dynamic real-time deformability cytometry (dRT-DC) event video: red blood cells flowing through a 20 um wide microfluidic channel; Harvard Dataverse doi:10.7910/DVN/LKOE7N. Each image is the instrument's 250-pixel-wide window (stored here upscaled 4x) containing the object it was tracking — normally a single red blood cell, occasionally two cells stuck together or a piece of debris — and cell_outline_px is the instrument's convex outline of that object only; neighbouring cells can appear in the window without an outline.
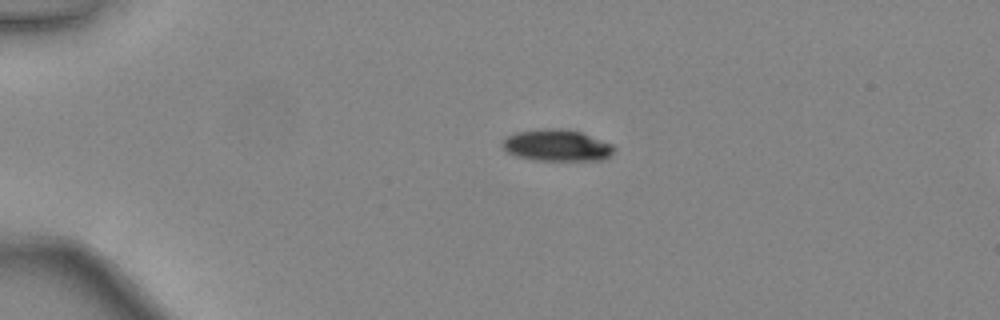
{"species": "common noctule bat (a hibernating species)", "species_latin": "Nyctalus noctula", "temperature_condition": "warm", "stored_images_in_passage": 6, "camera_frame_rate_fps": 3000, "um_per_image_px": 0.085, "animal": {"sex": "female", "body_mass_g": 24.6, "forearm_length_mm": 56.2}, "frame": {"image": 1, "passage_image": 1, "time_ms": 0.0, "image_size_px": [1000, 320], "cell_outline_px": [[616, 148], [604, 160], [536, 160], [516, 156], [504, 152], [500, 144], [508, 136], [516, 132], [540, 128], [560, 128], [580, 132], [612, 144]], "centroid_in_image_um": [47.28, 12.35], "position_along_channel_um": 37.7, "area_um2": 20.63}}